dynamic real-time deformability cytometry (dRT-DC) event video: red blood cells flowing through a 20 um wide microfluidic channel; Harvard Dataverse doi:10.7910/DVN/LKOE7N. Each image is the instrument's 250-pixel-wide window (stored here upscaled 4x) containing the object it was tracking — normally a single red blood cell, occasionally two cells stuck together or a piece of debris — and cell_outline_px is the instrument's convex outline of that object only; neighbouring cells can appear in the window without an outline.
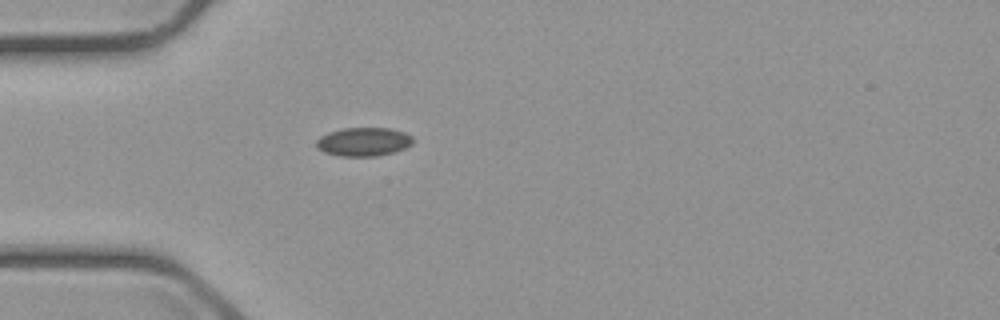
{"species": "common noctule bat (a hibernating species)", "species_latin": "Nyctalus noctula", "temperature_condition": "cold", "stored_images_in_passage": 41, "camera_frame_rate_fps": 3000, "um_per_image_px": 0.085, "animal": {"sex": "male", "body_mass_g": 23.1, "forearm_length_mm": 52.7}, "frame": {"image": 1, "passage_image": 1, "time_ms": 0.0, "image_size_px": [1000, 320], "cell_outline_px": [[412, 144], [404, 148], [392, 152], [376, 156], [340, 156], [324, 152], [316, 148], [316, 140], [320, 136], [328, 132], [344, 128], [388, 128], [404, 132], [412, 136]], "centroid_in_image_um": [30.86, 12.05], "position_along_channel_um": 54.1, "area_um2": 16.07}}
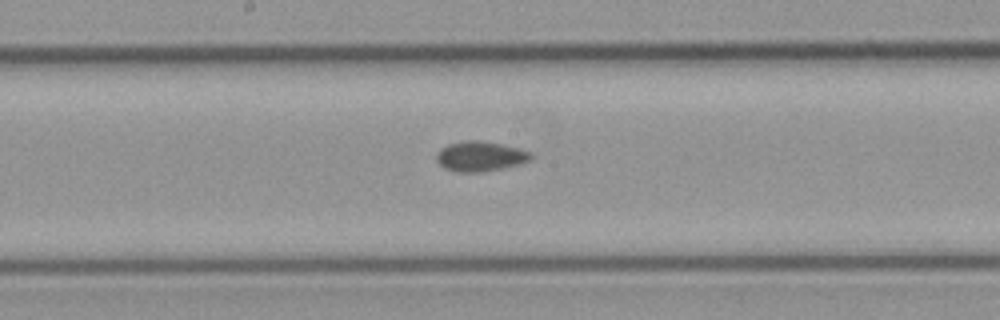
{"frame": {"image": 2, "passage_image": 14, "time_ms": 4.333, "image_size_px": [1000, 320], "cell_outline_px": [[532, 160], [520, 164], [504, 168], [480, 172], [456, 172], [444, 168], [436, 160], [436, 152], [440, 148], [448, 144], [464, 140], [480, 140], [504, 144], [528, 152], [532, 156]], "centroid_in_image_um": [40.78, 13.28], "position_along_channel_um": 207.4, "area_um2": 16.65}}
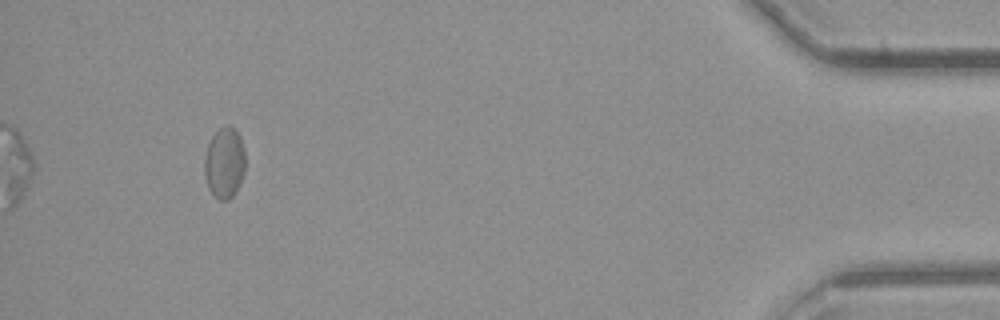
{"frame": {"image": 3, "passage_image": 37, "time_ms": 12.0, "image_size_px": [1000, 320], "cell_outline_px": [[244, 172], [240, 184], [236, 192], [228, 200], [220, 200], [208, 188], [204, 172], [204, 160], [208, 144], [212, 136], [220, 128], [228, 124], [236, 128], [240, 136], [244, 148]], "centroid_in_image_um": [19.09, 13.82], "position_along_channel_um": 416.1, "area_um2": 16.94}, "authors_computed_cell_mechanics": {"area_um2": 16.0684, "velocity_mm_per_s": 3.6802, "shape_relaxation_time_tau1_ms": null, "shape_relaxation_time_tau2_ms": 5.4516, "deformation_change_tau1": null, "deformation_change_tau2": 0.0655}}